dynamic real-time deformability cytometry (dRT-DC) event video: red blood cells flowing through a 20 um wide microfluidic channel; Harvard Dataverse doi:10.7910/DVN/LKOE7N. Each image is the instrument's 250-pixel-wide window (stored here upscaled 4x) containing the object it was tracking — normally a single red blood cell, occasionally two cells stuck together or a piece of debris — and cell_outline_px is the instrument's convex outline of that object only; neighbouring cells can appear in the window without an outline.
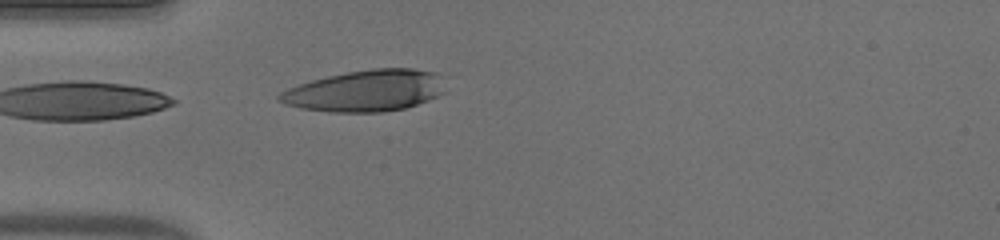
{"species": "human", "species_latin": "Homo sapiens", "temperature_condition": "warm", "stored_images_in_passage": 32, "camera_frame_rate_fps": 3000, "um_per_image_px": 0.085, "donor": {"sex": "male"}, "frame": {"image": 1, "passage_image": 1, "time_ms": 0.0, "image_size_px": [1000, 240], "cell_outline_px": [[444, 92], [428, 100], [404, 108], [384, 112], [328, 112], [300, 108], [284, 104], [276, 100], [276, 96], [280, 92], [288, 88], [312, 80], [328, 76], [348, 72], [372, 68], [412, 68], [436, 72]], "centroid_in_image_um": [31.0, 7.72], "position_along_channel_um": 54.0, "area_um2": 39.88}}
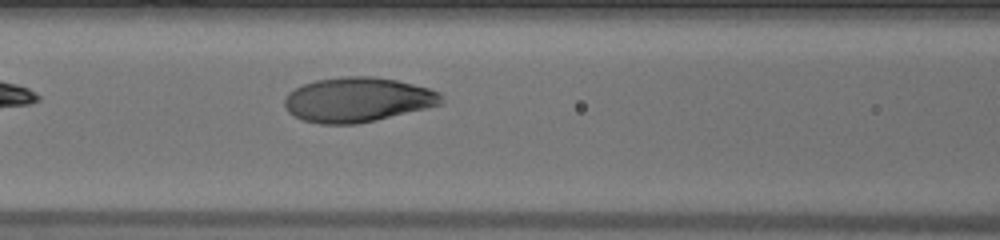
{"frame": {"image": 2, "passage_image": 8, "time_ms": 2.333, "image_size_px": [1000, 240], "cell_outline_px": [[444, 104], [428, 108], [376, 120], [356, 124], [320, 124], [304, 120], [288, 112], [284, 104], [284, 100], [288, 92], [304, 84], [316, 80], [344, 76], [372, 76], [396, 80], [428, 88], [440, 92], [444, 100]], "centroid_in_image_um": [30.42, 8.47], "position_along_channel_um": 136.2, "area_um2": 40.86}}
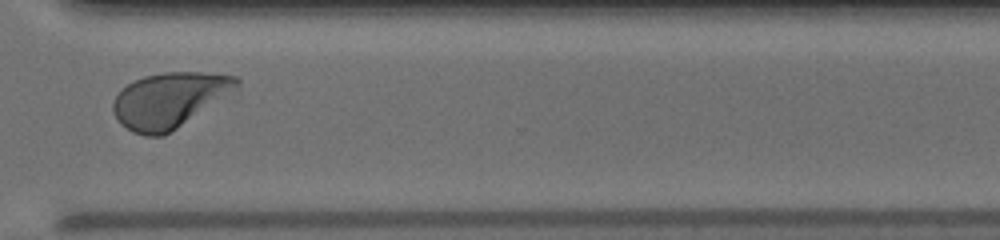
{"frame": {"image": 3, "passage_image": 25, "time_ms": 8.0, "image_size_px": [1000, 240], "cell_outline_px": [[240, 80], [236, 92], [164, 136], [144, 136], [132, 132], [120, 124], [116, 120], [112, 108], [112, 104], [116, 96], [128, 84], [144, 76], [164, 72], [200, 72], [236, 76]], "centroid_in_image_um": [14.43, 8.52], "position_along_channel_um": 356.2, "area_um2": 40.11}, "authors_computed_cell_mechanics": {"area_um2": 40.2866, "velocity_mm_per_s": 3.8803, "shape_relaxation_time_tau1_ms": 2.6458, "shape_relaxation_time_tau2_ms": null, "deformation_change_tau1": 0.2037, "deformation_change_tau2": null}}